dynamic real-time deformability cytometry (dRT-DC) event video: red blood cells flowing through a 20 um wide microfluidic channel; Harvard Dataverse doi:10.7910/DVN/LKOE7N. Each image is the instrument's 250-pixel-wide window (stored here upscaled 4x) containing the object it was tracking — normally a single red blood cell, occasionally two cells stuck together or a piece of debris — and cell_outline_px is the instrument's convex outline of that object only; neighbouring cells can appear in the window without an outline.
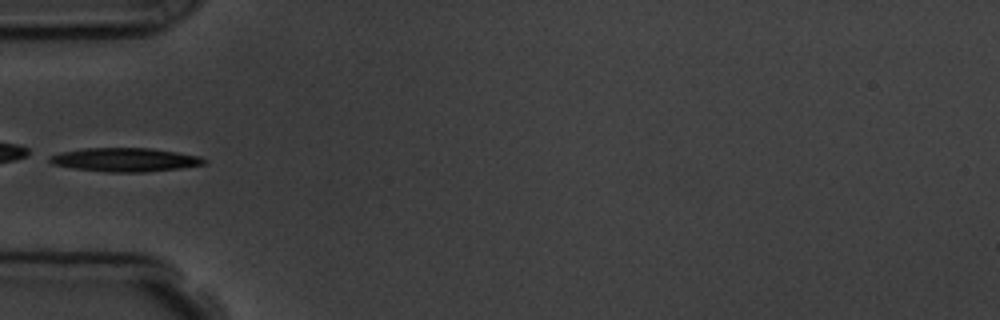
{"species": "common noctule bat (a hibernating species)", "species_latin": "Nyctalus noctula", "temperature_condition": "room temperature", "stored_images_in_passage": 6, "camera_frame_rate_fps": 3000, "um_per_image_px": 0.085, "animal": {"sex": "male", "body_mass_g": 19.5, "forearm_length_mm": 54.6}, "frame": {"image": 1, "passage_image": 6, "time_ms": 6.333, "image_size_px": [1000, 320], "cell_outline_px": [[208, 160], [204, 164], [180, 168], [144, 172], [108, 172], [72, 168], [52, 164], [48, 160], [48, 156], [60, 152], [84, 148], [148, 148], [176, 152], [200, 156]], "centroid_in_image_um": [10.59, 13.58], "position_along_channel_um": 74.4, "area_um2": 21.33}}